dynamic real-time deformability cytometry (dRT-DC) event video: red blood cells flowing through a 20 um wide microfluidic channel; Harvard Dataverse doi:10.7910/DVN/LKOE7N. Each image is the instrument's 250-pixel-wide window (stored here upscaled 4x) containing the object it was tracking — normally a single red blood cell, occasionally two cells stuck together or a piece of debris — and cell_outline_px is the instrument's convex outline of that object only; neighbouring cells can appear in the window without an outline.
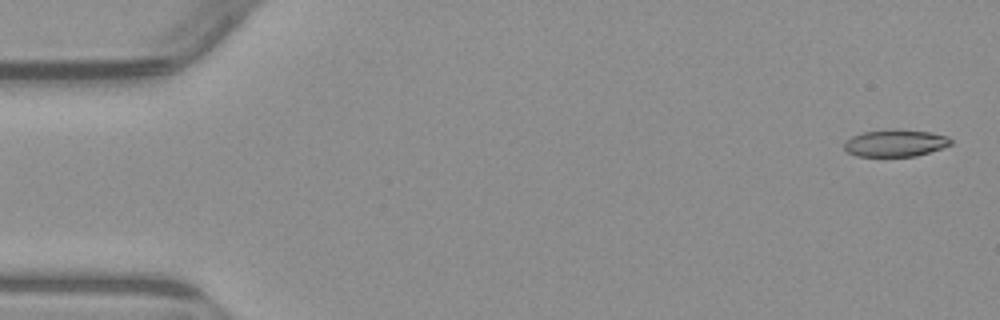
{"species": "common noctule bat (a hibernating species)", "species_latin": "Nyctalus noctula", "temperature_condition": "warm", "stored_images_in_passage": 5, "camera_frame_rate_fps": 3000, "um_per_image_px": 0.085, "animal": {"sex": "male", "body_mass_g": 23.1, "forearm_length_mm": 52.7}, "frame": {"image": 1, "passage_image": 1, "time_ms": 0.0, "image_size_px": [1000, 320], "cell_outline_px": [[952, 144], [916, 156], [856, 156], [848, 152], [844, 148], [844, 140], [860, 132], [892, 128], [896, 128], [932, 132], [948, 136], [952, 140]], "centroid_in_image_um": [76.08, 12.13], "position_along_channel_um": 8.9, "area_um2": 17.11}}
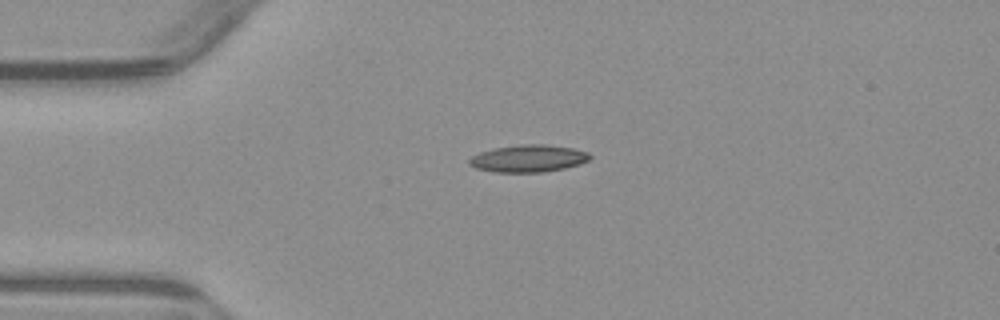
{"frame": {"image": 2, "passage_image": 4, "time_ms": 3.667, "image_size_px": [1000, 320], "cell_outline_px": [[592, 156], [588, 160], [580, 164], [564, 168], [540, 172], [492, 172], [476, 168], [468, 164], [468, 160], [472, 156], [480, 152], [496, 148], [524, 144], [544, 144], [572, 148], [588, 152]], "centroid_in_image_um": [44.9, 13.47], "position_along_channel_um": 40.1, "area_um2": 19.02}}